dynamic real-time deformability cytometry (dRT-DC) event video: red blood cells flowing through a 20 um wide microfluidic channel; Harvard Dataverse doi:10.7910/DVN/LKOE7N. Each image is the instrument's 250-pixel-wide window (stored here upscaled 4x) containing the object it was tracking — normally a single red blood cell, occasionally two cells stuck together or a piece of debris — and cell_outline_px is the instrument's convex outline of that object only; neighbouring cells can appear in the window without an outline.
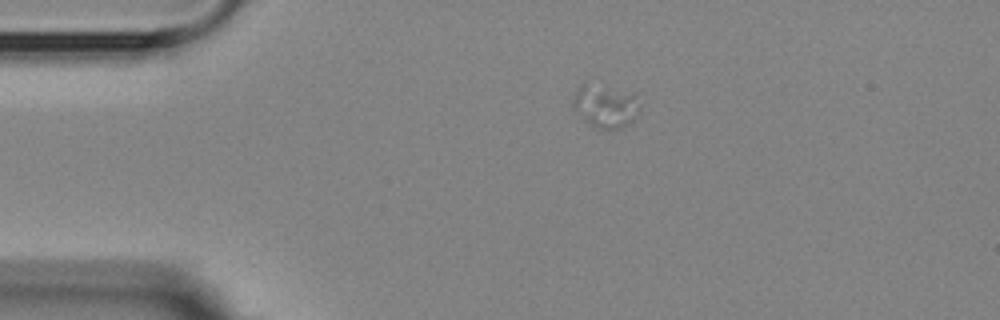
{"species": "Egyptian fruit bat (a non-hibernating species)", "species_latin": "Rousettus aegyptiacus", "temperature_condition": "room temperature", "stored_images_in_passage": 5, "camera_frame_rate_fps": 3000, "um_per_image_px": 0.085, "animal": {"sex": "female"}, "frame": {"image": 1, "passage_image": 1, "time_ms": 0.0, "image_size_px": [1000, 320], "cell_outline_px": [[640, 112], [632, 120], [620, 128], [600, 128], [592, 124], [572, 104], [572, 100], [580, 84], [584, 80], [636, 92], [640, 108]], "centroid_in_image_um": [51.52, 8.9], "position_along_channel_um": 33.5, "area_um2": 16.82}}
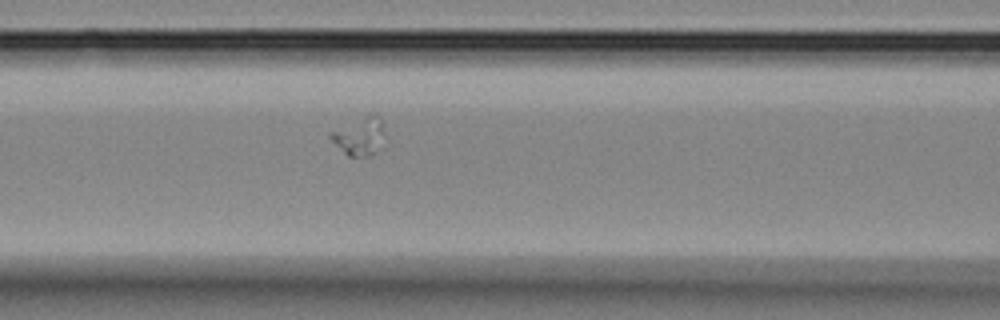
{"frame": {"image": 2, "passage_image": 5, "time_ms": 4.333, "image_size_px": [1000, 320], "cell_outline_px": [[380, 132], [376, 152], [368, 156], [348, 156], [328, 136], [328, 132], [368, 112], [372, 112], [380, 116]], "centroid_in_image_um": [30.46, 11.51], "position_along_channel_um": 136.1, "area_um2": 11.56}}